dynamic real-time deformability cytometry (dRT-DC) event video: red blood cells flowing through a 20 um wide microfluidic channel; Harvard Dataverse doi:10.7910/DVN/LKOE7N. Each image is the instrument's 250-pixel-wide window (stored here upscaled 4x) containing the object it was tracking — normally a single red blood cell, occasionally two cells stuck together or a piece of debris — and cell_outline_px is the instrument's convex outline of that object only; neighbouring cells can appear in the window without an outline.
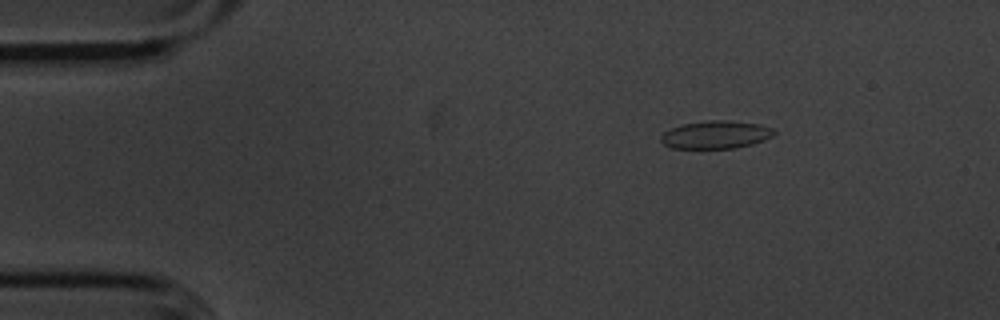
{"species": "common noctule bat (a hibernating species)", "species_latin": "Nyctalus noctula", "temperature_condition": "cold", "stored_images_in_passage": 48, "camera_frame_rate_fps": 3000, "um_per_image_px": 0.085, "animal": {"sex": "male", "body_mass_g": 20.1, "forearm_length_mm": 53.5}, "frame": {"image": 1, "passage_image": 1, "time_ms": 0.0, "image_size_px": [1000, 320], "cell_outline_px": [[776, 132], [772, 136], [764, 140], [752, 144], [736, 148], [672, 148], [664, 144], [660, 140], [660, 136], [664, 132], [672, 128], [684, 124], [712, 120], [724, 120], [760, 124], [772, 128]], "centroid_in_image_um": [60.85, 11.45], "position_along_channel_um": 24.1, "area_um2": 18.21}}
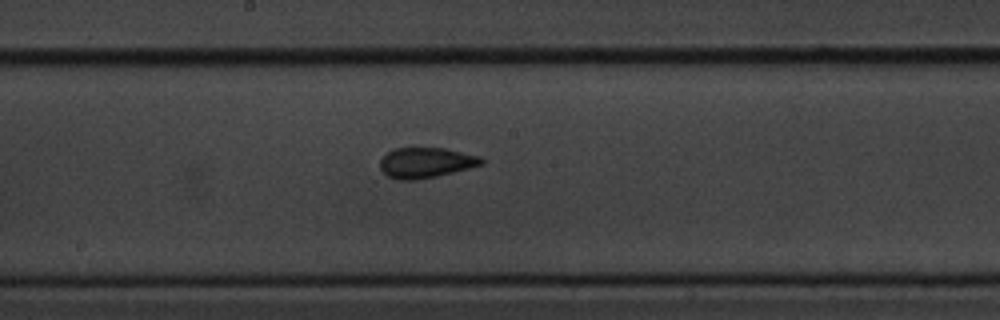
{"frame": {"image": 2, "passage_image": 22, "time_ms": 7.0, "image_size_px": [1000, 320], "cell_outline_px": [[484, 164], [436, 176], [416, 180], [396, 180], [388, 176], [380, 168], [380, 160], [392, 148], [444, 148], [480, 156], [484, 160]], "centroid_in_image_um": [36.18, 13.83], "position_along_channel_um": 212.0, "area_um2": 17.86}}
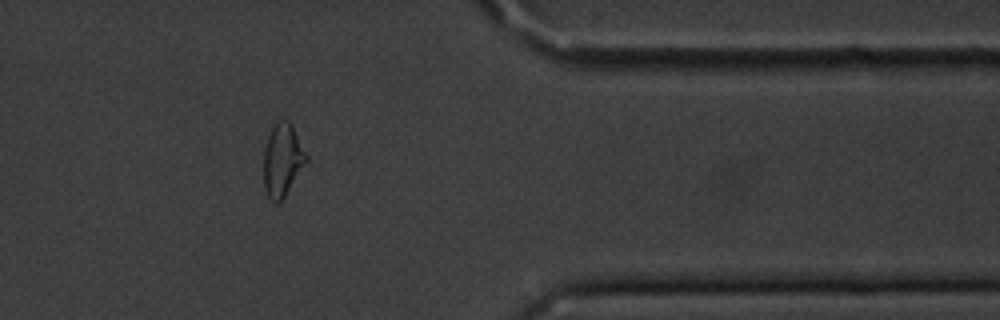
{"frame": {"image": 3, "passage_image": 38, "time_ms": 12.333, "image_size_px": [1000, 320], "cell_outline_px": [[308, 160], [284, 196], [276, 204], [268, 196], [264, 188], [264, 148], [268, 136], [276, 120], [288, 120], [308, 156]], "centroid_in_image_um": [23.99, 13.59], "position_along_channel_um": 387.4, "area_um2": 17.69}, "authors_computed_cell_mechanics": {"area_um2": 17.918, "velocity_mm_per_s": 3.6115, "shape_relaxation_time_tau1_ms": null, "shape_relaxation_time_tau2_ms": 1.2165, "deformation_change_tau1": null, "deformation_change_tau2": 0.0588}}